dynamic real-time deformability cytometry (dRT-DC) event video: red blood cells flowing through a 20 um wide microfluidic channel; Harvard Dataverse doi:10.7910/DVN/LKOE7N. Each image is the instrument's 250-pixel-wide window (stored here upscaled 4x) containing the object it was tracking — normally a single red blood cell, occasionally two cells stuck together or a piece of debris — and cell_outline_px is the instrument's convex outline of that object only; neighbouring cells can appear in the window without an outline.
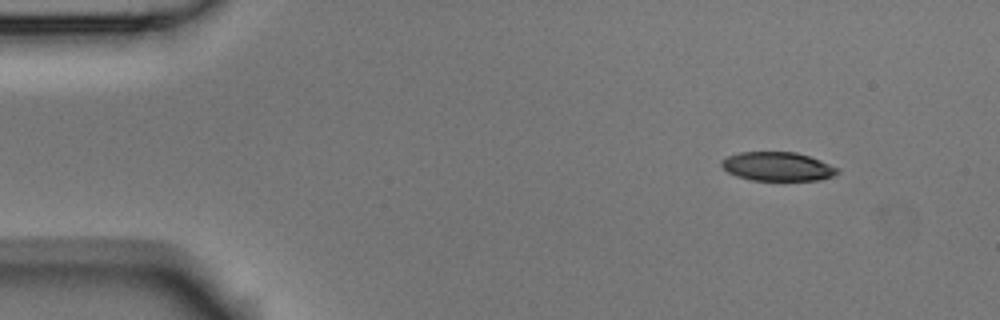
{"species": "Egyptian fruit bat (a non-hibernating species)", "species_latin": "Rousettus aegyptiacus", "temperature_condition": "room temperature", "stored_images_in_passage": 4, "camera_frame_rate_fps": 3000, "um_per_image_px": 0.085, "animal": {"sex": "male"}, "frame": {"image": 1, "passage_image": 1, "time_ms": 0.0, "image_size_px": [1000, 320], "cell_outline_px": [[840, 172], [832, 176], [820, 180], [752, 180], [736, 176], [728, 172], [720, 164], [728, 156], [740, 152], [796, 152], [820, 160], [840, 168]], "centroid_in_image_um": [66.13, 14.15], "position_along_channel_um": 18.9, "area_um2": 19.42}}
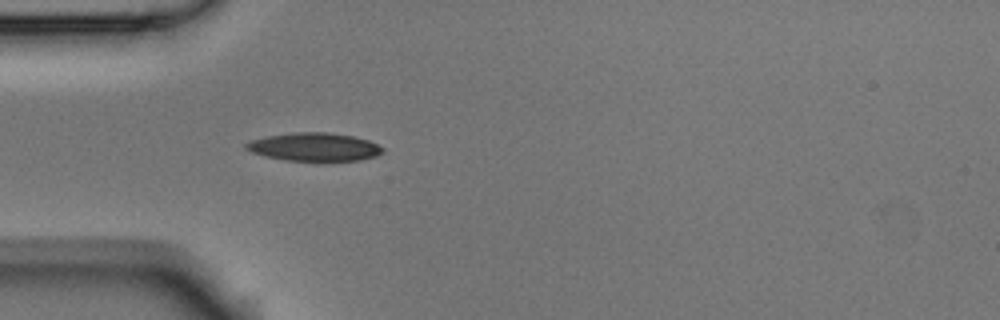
{"frame": {"image": 2, "passage_image": 4, "time_ms": 1.0, "image_size_px": [1000, 320], "cell_outline_px": [[384, 152], [376, 156], [360, 160], [320, 164], [284, 160], [264, 156], [252, 152], [244, 148], [244, 144], [252, 140], [268, 136], [292, 132], [328, 132], [352, 136], [368, 140], [384, 148]], "centroid_in_image_um": [26.73, 12.54], "position_along_channel_um": 58.3, "area_um2": 23.41}}